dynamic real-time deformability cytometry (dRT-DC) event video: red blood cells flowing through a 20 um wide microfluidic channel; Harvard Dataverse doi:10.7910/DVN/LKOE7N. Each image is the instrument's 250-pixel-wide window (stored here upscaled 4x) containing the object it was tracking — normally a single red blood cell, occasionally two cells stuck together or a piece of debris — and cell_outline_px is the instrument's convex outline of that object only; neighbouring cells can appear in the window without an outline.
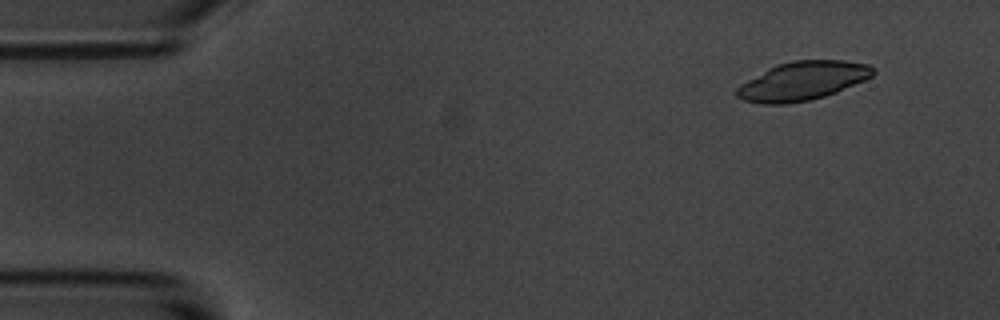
{"species": "common noctule bat (a hibernating species)", "species_latin": "Nyctalus noctula", "temperature_condition": "room temperature", "stored_images_in_passage": 5, "camera_frame_rate_fps": 3000, "um_per_image_px": 0.085, "animal": {"sex": "male", "body_mass_g": 20.1, "forearm_length_mm": 53.5}, "frame": {"image": 1, "passage_image": 2, "time_ms": 1.333, "image_size_px": [1000, 320], "cell_outline_px": [[876, 72], [872, 76], [864, 80], [836, 92], [824, 96], [808, 100], [788, 104], [760, 104], [744, 100], [736, 96], [736, 88], [740, 84], [768, 68], [776, 64], [792, 60], [844, 60], [868, 64]], "centroid_in_image_um": [68.19, 6.88], "position_along_channel_um": 16.8, "area_um2": 30.69}}